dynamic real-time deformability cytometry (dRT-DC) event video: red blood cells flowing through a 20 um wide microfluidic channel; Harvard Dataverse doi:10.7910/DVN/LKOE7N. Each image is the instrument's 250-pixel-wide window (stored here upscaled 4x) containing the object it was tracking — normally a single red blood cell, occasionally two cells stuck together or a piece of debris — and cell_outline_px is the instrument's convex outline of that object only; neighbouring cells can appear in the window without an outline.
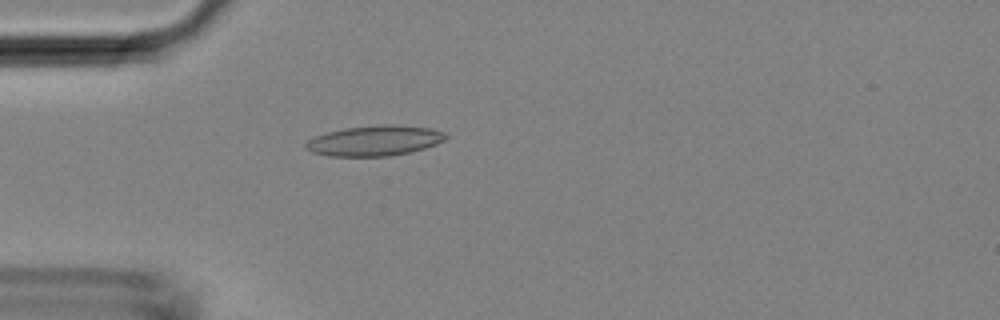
{"species": "Egyptian fruit bat (a non-hibernating species)", "species_latin": "Rousettus aegyptiacus", "temperature_condition": "room temperature", "stored_images_in_passage": 45, "camera_frame_rate_fps": 3000, "um_per_image_px": 0.085, "animal": {"sex": "female"}, "frame": {"image": 1, "passage_image": 13, "time_ms": 4.0, "image_size_px": [1000, 320], "cell_outline_px": [[448, 136], [444, 140], [436, 144], [412, 152], [388, 156], [328, 156], [312, 152], [304, 148], [304, 144], [308, 140], [316, 136], [328, 132], [344, 128], [384, 124], [392, 124], [432, 128], [444, 132]], "centroid_in_image_um": [31.85, 11.96], "position_along_channel_um": 53.2, "area_um2": 24.8}}
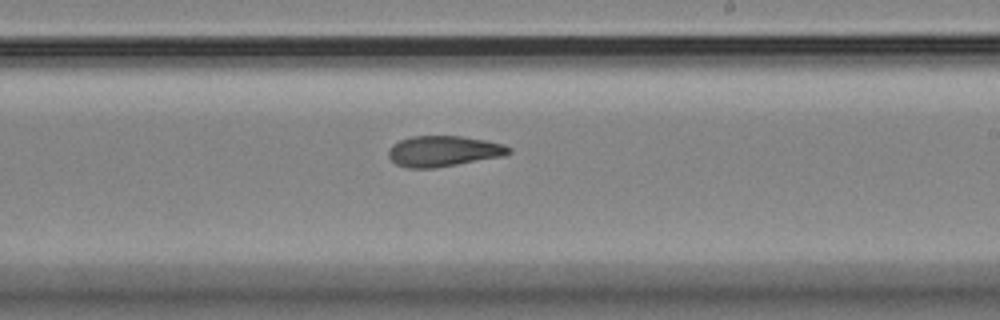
{"frame": {"image": 2, "passage_image": 27, "time_ms": 8.667, "image_size_px": [1000, 320], "cell_outline_px": [[512, 152], [504, 156], [436, 168], [404, 168], [396, 164], [388, 156], [388, 148], [392, 144], [400, 140], [412, 136], [460, 136], [484, 140], [504, 144], [512, 148]], "centroid_in_image_um": [37.69, 12.85], "position_along_channel_um": 251.3, "area_um2": 21.73}}
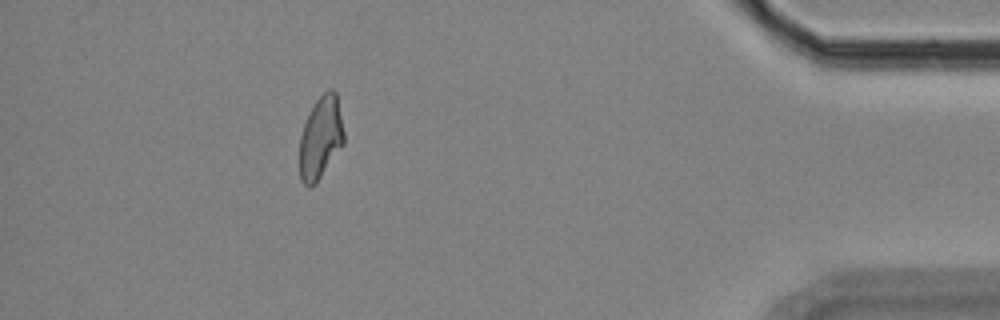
{"frame": {"image": 3, "passage_image": 41, "time_ms": 13.333, "image_size_px": [1000, 320], "cell_outline_px": [[344, 144], [316, 184], [308, 188], [300, 180], [300, 136], [304, 124], [316, 100], [328, 88], [332, 88], [336, 92], [344, 132]], "centroid_in_image_um": [27.26, 11.73], "position_along_channel_um": 407.9, "area_um2": 21.33}}